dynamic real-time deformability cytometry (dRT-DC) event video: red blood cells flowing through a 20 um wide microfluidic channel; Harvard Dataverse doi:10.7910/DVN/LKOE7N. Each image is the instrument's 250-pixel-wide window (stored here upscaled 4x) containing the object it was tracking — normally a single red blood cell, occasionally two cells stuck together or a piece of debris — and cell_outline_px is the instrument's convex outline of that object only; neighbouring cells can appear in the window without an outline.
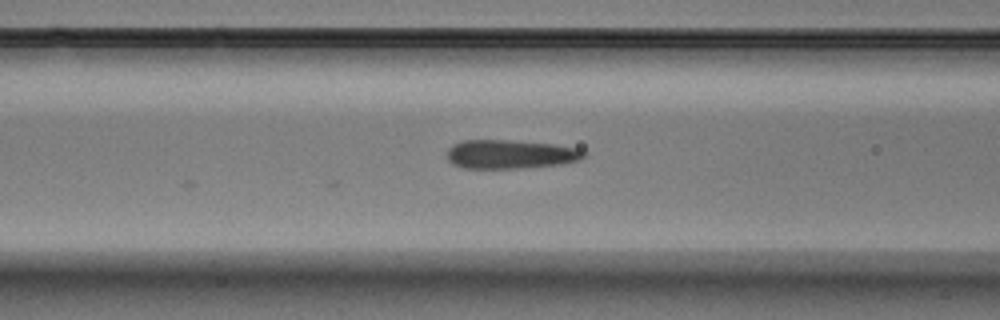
{"species": "Egyptian fruit bat (a non-hibernating species)", "species_latin": "Rousettus aegyptiacus", "temperature_condition": "warm", "stored_images_in_passage": 10, "camera_frame_rate_fps": 3000, "um_per_image_px": 0.085, "animal": {"sex": "male"}, "frame": {"image": 1, "passage_image": 10, "time_ms": 3.0, "image_size_px": [1000, 320], "cell_outline_px": [[588, 156], [580, 160], [564, 164], [524, 168], [464, 168], [452, 164], [448, 160], [448, 148], [464, 140], [504, 140], [552, 144], [580, 148], [588, 152]], "centroid_in_image_um": [43.47, 13.12], "position_along_channel_um": 123.1, "area_um2": 23.18}}